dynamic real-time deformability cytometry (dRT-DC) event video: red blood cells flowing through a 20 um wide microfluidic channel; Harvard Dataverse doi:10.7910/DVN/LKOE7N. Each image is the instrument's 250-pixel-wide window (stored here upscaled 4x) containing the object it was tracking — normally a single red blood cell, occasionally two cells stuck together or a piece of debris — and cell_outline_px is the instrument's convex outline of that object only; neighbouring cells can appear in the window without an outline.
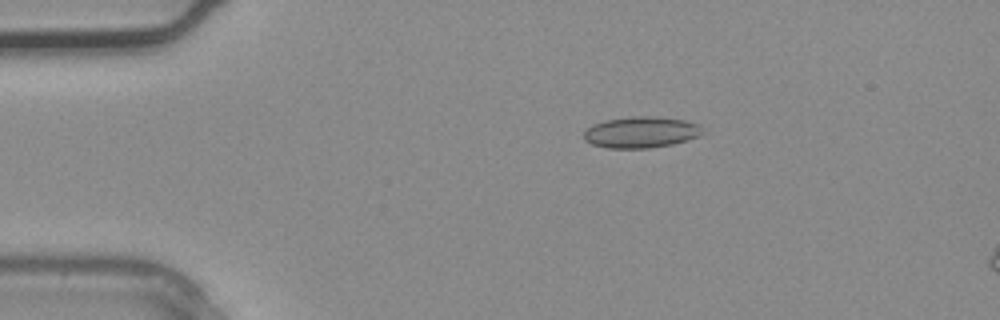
{"species": "common noctule bat (a hibernating species)", "species_latin": "Nyctalus noctula", "temperature_condition": "warm", "stored_images_in_passage": 3, "camera_frame_rate_fps": 3000, "um_per_image_px": 0.085, "animal": {"sex": "male", "body_mass_g": 20.4}, "frame": {"image": 1, "passage_image": 1, "time_ms": 0.0, "image_size_px": [1000, 320], "cell_outline_px": [[704, 132], [696, 136], [672, 144], [648, 148], [608, 148], [592, 144], [584, 140], [584, 132], [592, 124], [608, 120], [632, 116], [652, 116], [684, 120], [700, 124]], "centroid_in_image_um": [54.47, 11.23], "position_along_channel_um": 30.5, "area_um2": 21.39}}